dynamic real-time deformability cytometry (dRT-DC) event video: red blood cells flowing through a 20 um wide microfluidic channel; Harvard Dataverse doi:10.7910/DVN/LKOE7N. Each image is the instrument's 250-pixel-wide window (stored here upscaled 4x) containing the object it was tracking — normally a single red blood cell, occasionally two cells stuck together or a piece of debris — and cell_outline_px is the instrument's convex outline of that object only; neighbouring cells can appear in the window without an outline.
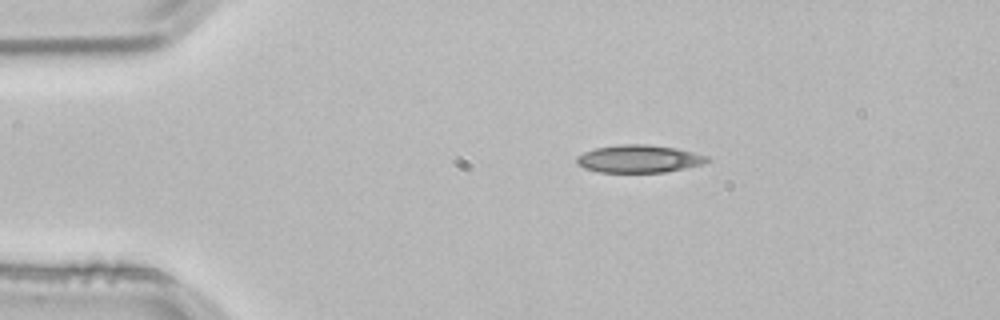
{"species": "common noctule bat (a hibernating species)", "species_latin": "Nyctalus noctula", "temperature_condition": "room temperature", "stored_images_in_passage": 44, "camera_frame_rate_fps": 3000, "um_per_image_px": 0.085, "animal": {"sex": "male", "body_mass_g": 21.5, "forearm_length_mm": 52.0}, "frame": {"image": 1, "passage_image": 1, "time_ms": 0.0, "image_size_px": [1000, 320], "cell_outline_px": [[712, 160], [704, 164], [664, 172], [600, 172], [584, 168], [576, 164], [576, 156], [584, 152], [596, 148], [620, 144], [648, 144], [676, 148], [708, 156]], "centroid_in_image_um": [54.31, 13.49], "position_along_channel_um": 30.7, "area_um2": 21.1}}
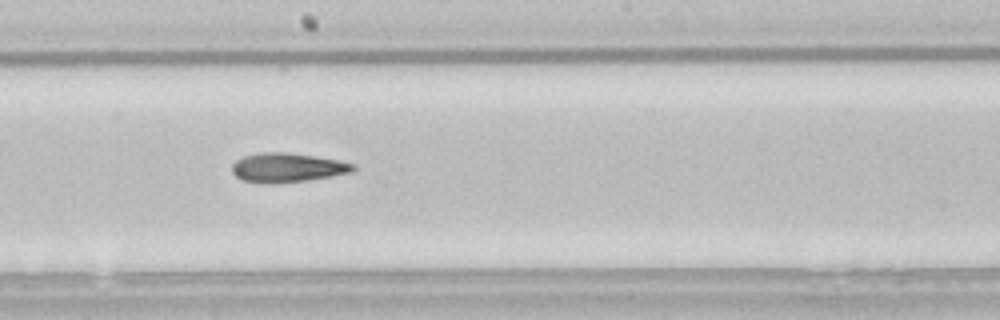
{"frame": {"image": 2, "passage_image": 20, "time_ms": 6.333, "image_size_px": [1000, 320], "cell_outline_px": [[356, 168], [352, 172], [304, 180], [244, 180], [236, 176], [232, 172], [232, 164], [236, 160], [244, 156], [264, 152], [288, 152], [340, 160], [356, 164]], "centroid_in_image_um": [24.48, 14.18], "position_along_channel_um": 223.7, "area_um2": 19.54}}
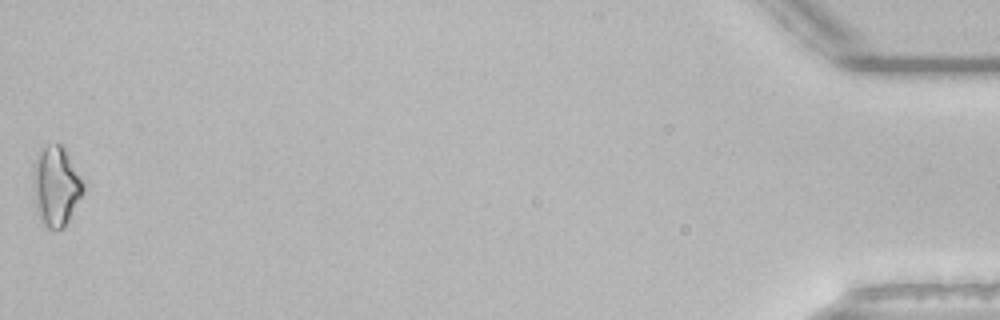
{"frame": {"image": 3, "passage_image": 44, "time_ms": 14.333, "image_size_px": [1000, 320], "cell_outline_px": [[84, 192], [64, 228], [48, 228], [44, 224], [36, 208], [32, 188], [32, 172], [36, 160], [40, 152], [48, 144], [60, 144], [64, 148], [84, 184]], "centroid_in_image_um": [4.75, 15.83], "position_along_channel_um": 430.5, "area_um2": 22.89}}